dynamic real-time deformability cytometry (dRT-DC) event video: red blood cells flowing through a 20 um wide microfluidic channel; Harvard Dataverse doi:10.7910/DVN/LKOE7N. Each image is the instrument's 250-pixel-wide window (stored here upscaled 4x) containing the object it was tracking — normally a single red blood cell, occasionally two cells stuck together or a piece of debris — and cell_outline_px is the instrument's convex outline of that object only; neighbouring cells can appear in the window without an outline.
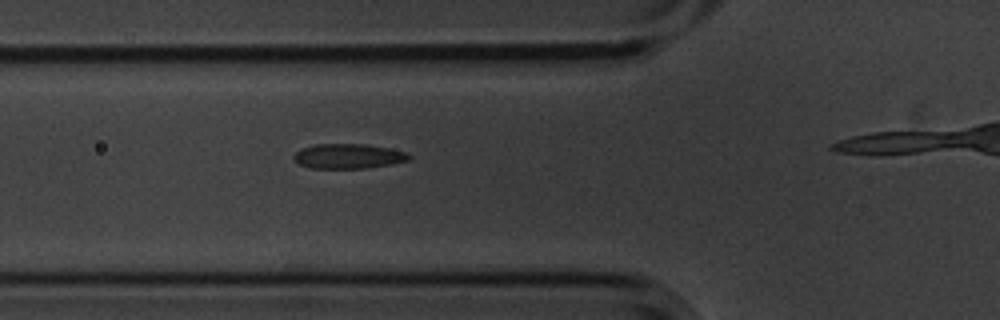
{"species": "common noctule bat (a hibernating species)", "species_latin": "Nyctalus noctula", "temperature_condition": "cold", "stored_images_in_passage": 4, "camera_frame_rate_fps": 3000, "um_per_image_px": 0.085, "animal": {"sex": "male", "body_mass_g": 20.1, "forearm_length_mm": 53.5}, "frame": {"image": 1, "passage_image": 3, "time_ms": 0.667, "image_size_px": [1000, 320], "cell_outline_px": [[412, 156], [408, 160], [392, 164], [368, 168], [312, 168], [300, 164], [292, 160], [292, 156], [300, 148], [316, 144], [364, 144], [388, 148], [408, 152]], "centroid_in_image_um": [29.59, 13.27], "position_along_channel_um": 96.2, "area_um2": 16.76}}